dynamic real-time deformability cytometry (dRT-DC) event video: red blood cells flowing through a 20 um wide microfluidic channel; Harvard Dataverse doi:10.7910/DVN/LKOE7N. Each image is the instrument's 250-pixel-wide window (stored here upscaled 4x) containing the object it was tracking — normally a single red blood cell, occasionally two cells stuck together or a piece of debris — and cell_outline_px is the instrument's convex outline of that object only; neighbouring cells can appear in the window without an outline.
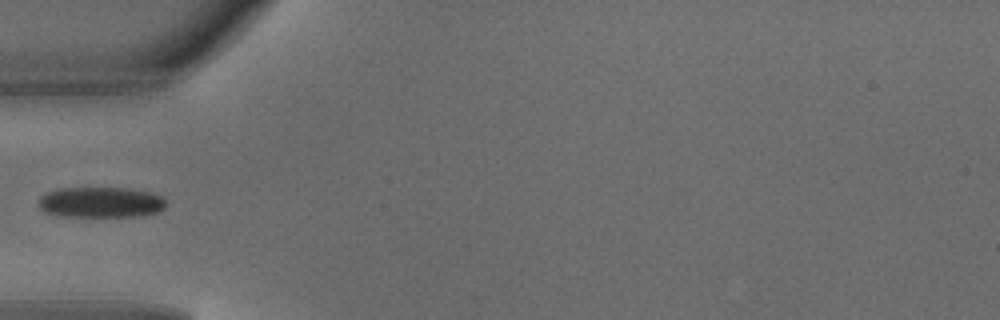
{"species": "common noctule bat (a hibernating species)", "species_latin": "Nyctalus noctula", "temperature_condition": "warm", "stored_images_in_passage": 5, "camera_frame_rate_fps": 3000, "um_per_image_px": 0.085, "animal": {"sex": "male", "body_mass_g": 18.8}, "frame": {"image": 1, "passage_image": 5, "time_ms": 1.333, "image_size_px": [1000, 320], "cell_outline_px": [[164, 208], [156, 212], [132, 216], [64, 216], [48, 212], [40, 208], [36, 204], [40, 196], [56, 188], [128, 188], [148, 192], [160, 196], [164, 200]], "centroid_in_image_um": [8.5, 17.18], "position_along_channel_um": 76.5, "area_um2": 22.43}}